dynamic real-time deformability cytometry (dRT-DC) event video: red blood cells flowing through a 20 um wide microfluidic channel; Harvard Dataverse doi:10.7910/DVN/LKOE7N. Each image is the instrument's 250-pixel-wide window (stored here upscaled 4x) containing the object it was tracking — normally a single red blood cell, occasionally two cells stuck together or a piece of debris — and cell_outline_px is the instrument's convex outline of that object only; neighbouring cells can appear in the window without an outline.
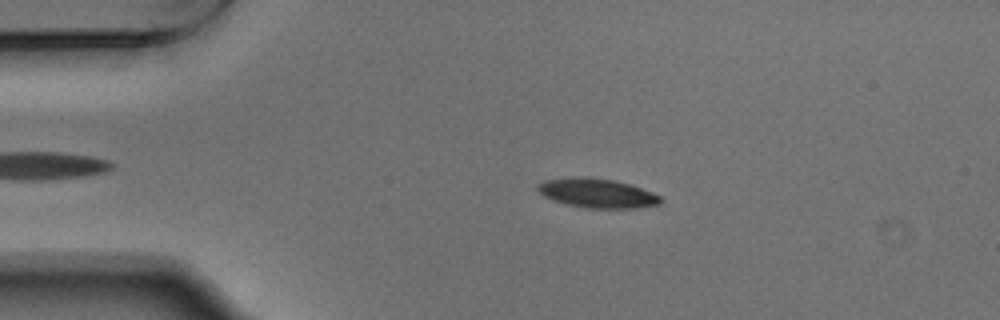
{"species": "Egyptian fruit bat (a non-hibernating species)", "species_latin": "Rousettus aegyptiacus", "temperature_condition": "warm", "stored_images_in_passage": 48, "camera_frame_rate_fps": 3000, "um_per_image_px": 0.085, "animal": {"sex": "male"}, "frame": {"image": 1, "passage_image": 11, "time_ms": 3.333, "image_size_px": [1000, 320], "cell_outline_px": [[660, 204], [636, 208], [584, 208], [552, 200], [544, 196], [536, 188], [536, 184], [544, 180], [580, 176], [612, 180], [628, 184], [652, 192], [660, 196]], "centroid_in_image_um": [50.71, 16.42], "position_along_channel_um": 34.3, "area_um2": 20.75}}
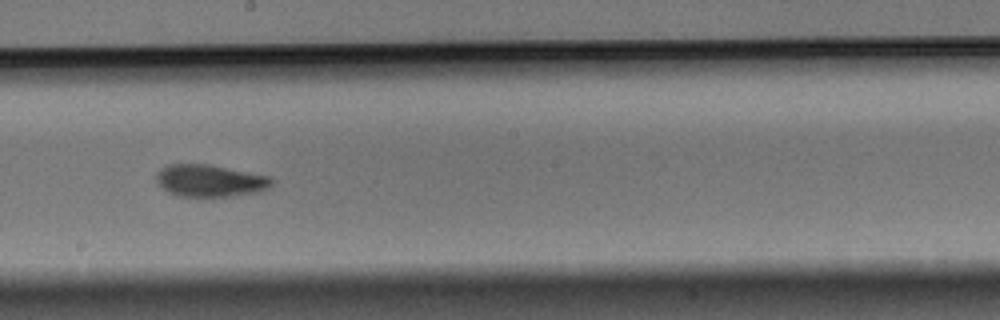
{"frame": {"image": 2, "passage_image": 30, "time_ms": 9.667, "image_size_px": [1000, 320], "cell_outline_px": [[276, 180], [268, 188], [260, 192], [232, 196], [176, 196], [168, 192], [156, 180], [156, 172], [160, 168], [168, 164], [212, 164], [272, 176]], "centroid_in_image_um": [17.91, 15.34], "position_along_channel_um": 230.3, "area_um2": 22.02}}
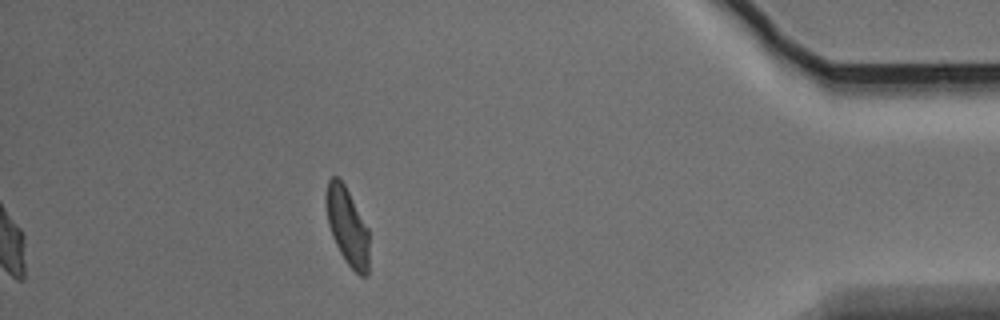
{"frame": {"image": 3, "passage_image": 48, "time_ms": 15.667, "image_size_px": [1000, 320], "cell_outline_px": [[368, 272], [364, 276], [360, 276], [348, 264], [340, 252], [332, 236], [328, 224], [324, 204], [324, 196], [328, 180], [332, 176], [336, 176], [344, 184], [368, 228]], "centroid_in_image_um": [29.48, 19.19], "position_along_channel_um": 405.7, "area_um2": 19.36}, "authors_computed_cell_mechanics": {"area_um2": 21.2415, "velocity_mm_per_s": 3.7209, "shape_relaxation_time_tau1_ms": 3.2073, "shape_relaxation_time_tau2_ms": 3.2311, "deformation_change_tau1": 0.1284, "deformation_change_tau2": 0.0833}}